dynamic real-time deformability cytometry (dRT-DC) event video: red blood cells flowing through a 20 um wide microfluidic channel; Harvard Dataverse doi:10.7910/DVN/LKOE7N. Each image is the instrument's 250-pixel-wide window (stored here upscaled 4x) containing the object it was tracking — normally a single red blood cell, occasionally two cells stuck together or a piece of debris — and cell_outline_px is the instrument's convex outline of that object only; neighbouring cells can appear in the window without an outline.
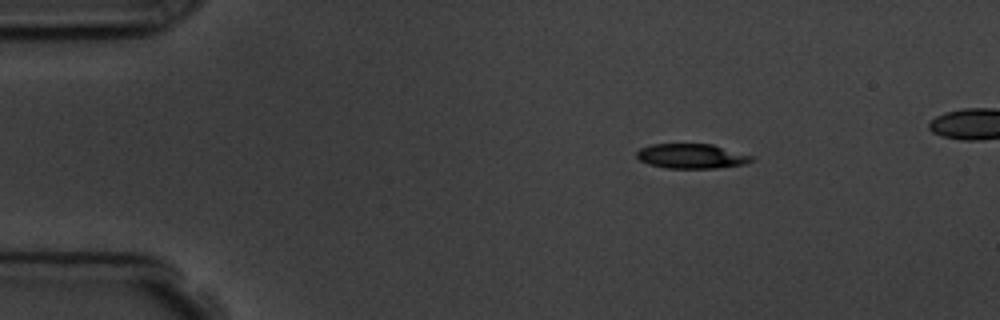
{"species": "common noctule bat (a hibernating species)", "species_latin": "Nyctalus noctula", "temperature_condition": "room temperature", "stored_images_in_passage": 4, "camera_frame_rate_fps": 3000, "um_per_image_px": 0.085, "animal": {"sex": "male", "body_mass_g": 19.5, "forearm_length_mm": 54.6}, "frame": {"image": 1, "passage_image": 1, "time_ms": 0.0, "image_size_px": [1000, 320], "cell_outline_px": [[756, 160], [744, 164], [716, 168], [664, 168], [648, 164], [640, 160], [636, 156], [636, 152], [640, 148], [652, 144], [712, 144], [756, 156]], "centroid_in_image_um": [58.82, 13.27], "position_along_channel_um": 26.2, "area_um2": 16.76}}